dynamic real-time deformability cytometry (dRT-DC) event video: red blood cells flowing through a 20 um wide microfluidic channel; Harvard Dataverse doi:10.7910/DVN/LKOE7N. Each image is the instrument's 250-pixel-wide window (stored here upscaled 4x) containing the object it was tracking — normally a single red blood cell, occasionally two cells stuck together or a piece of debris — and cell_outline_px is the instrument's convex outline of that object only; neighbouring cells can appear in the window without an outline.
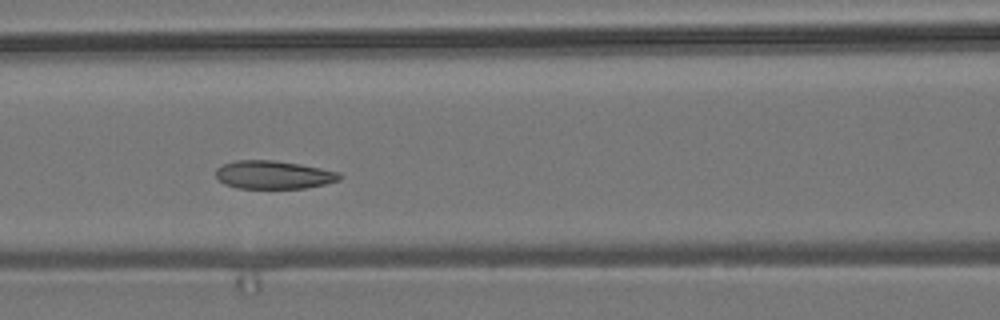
{"species": "common noctule bat (a hibernating species)", "species_latin": "Nyctalus noctula", "temperature_condition": "room temperature", "stored_images_in_passage": 10, "camera_frame_rate_fps": 3000, "um_per_image_px": 0.085, "animal": {"sex": "male", "body_mass_g": 19.2, "forearm_length_mm": 51.8}, "frame": {"image": 1, "passage_image": 7, "time_ms": 2.0, "image_size_px": [1000, 320], "cell_outline_px": [[344, 176], [340, 180], [324, 184], [304, 188], [236, 188], [224, 184], [216, 176], [216, 168], [224, 164], [236, 160], [272, 160], [300, 164], [340, 172]], "centroid_in_image_um": [23.27, 14.86], "position_along_channel_um": 143.3, "area_um2": 20.35}}
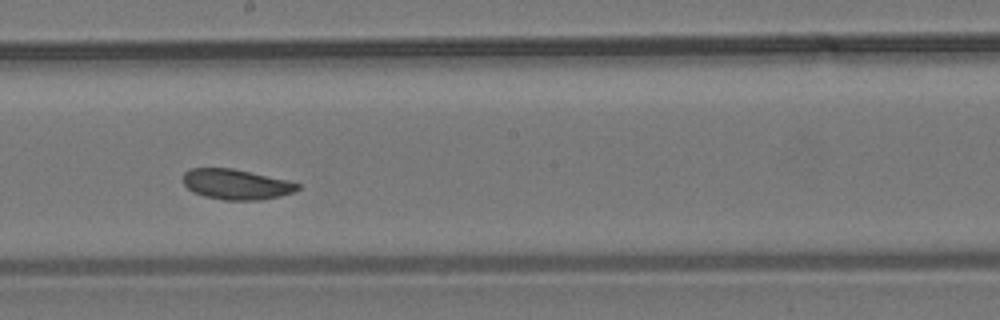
{"frame": {"image": 2, "passage_image": 9, "time_ms": 2.667, "image_size_px": [1000, 320], "cell_outline_px": [[300, 188], [296, 192], [280, 196], [260, 200], [224, 200], [204, 196], [192, 192], [184, 184], [184, 172], [192, 168], [232, 168], [288, 180], [300, 184]], "centroid_in_image_um": [20.1, 15.67], "position_along_channel_um": 228.1, "area_um2": 20.29}}
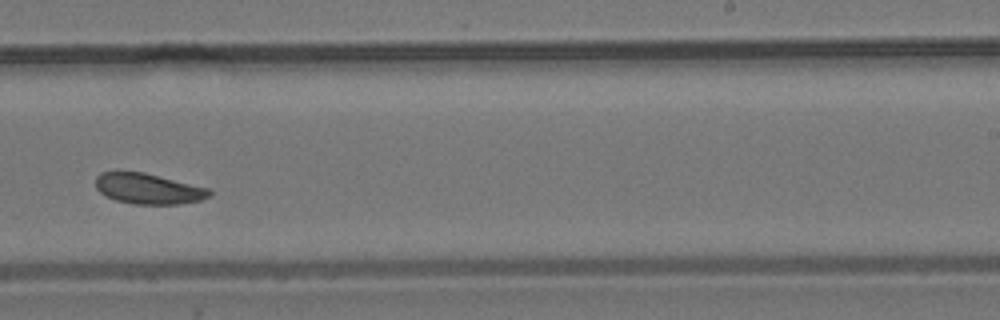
{"frame": {"image": 3, "passage_image": 10, "time_ms": 3.0, "image_size_px": [1000, 320], "cell_outline_px": [[212, 196], [200, 200], [180, 204], [132, 204], [116, 200], [104, 196], [96, 188], [96, 176], [100, 172], [144, 172], [208, 188], [212, 192]], "centroid_in_image_um": [12.6, 16.05], "position_along_channel_um": 276.4, "area_um2": 20.29}}